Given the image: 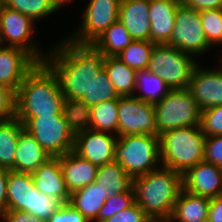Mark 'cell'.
<instances>
[{
	"mask_svg": "<svg viewBox=\"0 0 222 222\" xmlns=\"http://www.w3.org/2000/svg\"><path fill=\"white\" fill-rule=\"evenodd\" d=\"M188 90L201 110L222 105V66L220 69H204L196 65Z\"/></svg>",
	"mask_w": 222,
	"mask_h": 222,
	"instance_id": "9a60e30c",
	"label": "cell"
},
{
	"mask_svg": "<svg viewBox=\"0 0 222 222\" xmlns=\"http://www.w3.org/2000/svg\"><path fill=\"white\" fill-rule=\"evenodd\" d=\"M95 182L107 191L109 197L128 191L132 187V178L120 163L111 162L100 166Z\"/></svg>",
	"mask_w": 222,
	"mask_h": 222,
	"instance_id": "83f0119b",
	"label": "cell"
},
{
	"mask_svg": "<svg viewBox=\"0 0 222 222\" xmlns=\"http://www.w3.org/2000/svg\"><path fill=\"white\" fill-rule=\"evenodd\" d=\"M34 25L35 21L32 18L0 2V45L23 49L38 63H42L47 54L39 50L31 38L34 36Z\"/></svg>",
	"mask_w": 222,
	"mask_h": 222,
	"instance_id": "30bf717a",
	"label": "cell"
},
{
	"mask_svg": "<svg viewBox=\"0 0 222 222\" xmlns=\"http://www.w3.org/2000/svg\"><path fill=\"white\" fill-rule=\"evenodd\" d=\"M70 106L59 80L45 63H38L16 92V118L24 125L30 118L63 114Z\"/></svg>",
	"mask_w": 222,
	"mask_h": 222,
	"instance_id": "7a4b0ae2",
	"label": "cell"
},
{
	"mask_svg": "<svg viewBox=\"0 0 222 222\" xmlns=\"http://www.w3.org/2000/svg\"><path fill=\"white\" fill-rule=\"evenodd\" d=\"M64 180L71 193L95 182L98 166L73 151L59 157Z\"/></svg>",
	"mask_w": 222,
	"mask_h": 222,
	"instance_id": "44dd1931",
	"label": "cell"
},
{
	"mask_svg": "<svg viewBox=\"0 0 222 222\" xmlns=\"http://www.w3.org/2000/svg\"><path fill=\"white\" fill-rule=\"evenodd\" d=\"M79 116L69 107L63 114L30 118L23 128L31 134L50 157L73 151Z\"/></svg>",
	"mask_w": 222,
	"mask_h": 222,
	"instance_id": "5b68a950",
	"label": "cell"
},
{
	"mask_svg": "<svg viewBox=\"0 0 222 222\" xmlns=\"http://www.w3.org/2000/svg\"><path fill=\"white\" fill-rule=\"evenodd\" d=\"M9 169L0 167V218L7 211V179Z\"/></svg>",
	"mask_w": 222,
	"mask_h": 222,
	"instance_id": "7bdbcfd3",
	"label": "cell"
},
{
	"mask_svg": "<svg viewBox=\"0 0 222 222\" xmlns=\"http://www.w3.org/2000/svg\"><path fill=\"white\" fill-rule=\"evenodd\" d=\"M32 177L40 193L56 198L62 204L69 202L70 192L64 180L59 157H50L32 173Z\"/></svg>",
	"mask_w": 222,
	"mask_h": 222,
	"instance_id": "ac0fdd59",
	"label": "cell"
},
{
	"mask_svg": "<svg viewBox=\"0 0 222 222\" xmlns=\"http://www.w3.org/2000/svg\"><path fill=\"white\" fill-rule=\"evenodd\" d=\"M168 45L195 57L211 47L203 31L199 11L189 8L183 2L178 6Z\"/></svg>",
	"mask_w": 222,
	"mask_h": 222,
	"instance_id": "8fae6325",
	"label": "cell"
},
{
	"mask_svg": "<svg viewBox=\"0 0 222 222\" xmlns=\"http://www.w3.org/2000/svg\"><path fill=\"white\" fill-rule=\"evenodd\" d=\"M137 90L141 91V94H134L133 96L150 104L160 102L171 91L159 75L150 72L148 69L136 72L135 92Z\"/></svg>",
	"mask_w": 222,
	"mask_h": 222,
	"instance_id": "f1b7e54d",
	"label": "cell"
},
{
	"mask_svg": "<svg viewBox=\"0 0 222 222\" xmlns=\"http://www.w3.org/2000/svg\"><path fill=\"white\" fill-rule=\"evenodd\" d=\"M206 135L200 125L176 128L160 135V158L163 167L184 174L204 161Z\"/></svg>",
	"mask_w": 222,
	"mask_h": 222,
	"instance_id": "277c9868",
	"label": "cell"
},
{
	"mask_svg": "<svg viewBox=\"0 0 222 222\" xmlns=\"http://www.w3.org/2000/svg\"><path fill=\"white\" fill-rule=\"evenodd\" d=\"M161 167L132 178L135 201L153 222H167L170 219L183 189L182 174Z\"/></svg>",
	"mask_w": 222,
	"mask_h": 222,
	"instance_id": "3957f363",
	"label": "cell"
},
{
	"mask_svg": "<svg viewBox=\"0 0 222 222\" xmlns=\"http://www.w3.org/2000/svg\"><path fill=\"white\" fill-rule=\"evenodd\" d=\"M0 219L2 222H47L34 214L19 210H7Z\"/></svg>",
	"mask_w": 222,
	"mask_h": 222,
	"instance_id": "60d3db41",
	"label": "cell"
},
{
	"mask_svg": "<svg viewBox=\"0 0 222 222\" xmlns=\"http://www.w3.org/2000/svg\"><path fill=\"white\" fill-rule=\"evenodd\" d=\"M13 10L32 18L35 22L58 11L59 8L51 0H0Z\"/></svg>",
	"mask_w": 222,
	"mask_h": 222,
	"instance_id": "1f68e13d",
	"label": "cell"
},
{
	"mask_svg": "<svg viewBox=\"0 0 222 222\" xmlns=\"http://www.w3.org/2000/svg\"><path fill=\"white\" fill-rule=\"evenodd\" d=\"M113 162L120 163L131 177L146 175L161 163L160 139L153 135L118 136Z\"/></svg>",
	"mask_w": 222,
	"mask_h": 222,
	"instance_id": "8992f818",
	"label": "cell"
},
{
	"mask_svg": "<svg viewBox=\"0 0 222 222\" xmlns=\"http://www.w3.org/2000/svg\"><path fill=\"white\" fill-rule=\"evenodd\" d=\"M119 98V94L112 86L107 72L103 68L97 76L93 78L89 93L84 94L72 109L80 117L88 108L95 104L110 100H118Z\"/></svg>",
	"mask_w": 222,
	"mask_h": 222,
	"instance_id": "484cf974",
	"label": "cell"
},
{
	"mask_svg": "<svg viewBox=\"0 0 222 222\" xmlns=\"http://www.w3.org/2000/svg\"><path fill=\"white\" fill-rule=\"evenodd\" d=\"M183 189L191 194L214 198L222 195V169L202 161L182 175Z\"/></svg>",
	"mask_w": 222,
	"mask_h": 222,
	"instance_id": "e0dca14e",
	"label": "cell"
},
{
	"mask_svg": "<svg viewBox=\"0 0 222 222\" xmlns=\"http://www.w3.org/2000/svg\"><path fill=\"white\" fill-rule=\"evenodd\" d=\"M208 222H222V195L210 198Z\"/></svg>",
	"mask_w": 222,
	"mask_h": 222,
	"instance_id": "ee69618b",
	"label": "cell"
},
{
	"mask_svg": "<svg viewBox=\"0 0 222 222\" xmlns=\"http://www.w3.org/2000/svg\"><path fill=\"white\" fill-rule=\"evenodd\" d=\"M133 41L124 25L117 20L93 43L105 57H117Z\"/></svg>",
	"mask_w": 222,
	"mask_h": 222,
	"instance_id": "4dcf8cb0",
	"label": "cell"
},
{
	"mask_svg": "<svg viewBox=\"0 0 222 222\" xmlns=\"http://www.w3.org/2000/svg\"><path fill=\"white\" fill-rule=\"evenodd\" d=\"M199 13L203 31L209 45L222 44V8L201 11Z\"/></svg>",
	"mask_w": 222,
	"mask_h": 222,
	"instance_id": "836d02e7",
	"label": "cell"
},
{
	"mask_svg": "<svg viewBox=\"0 0 222 222\" xmlns=\"http://www.w3.org/2000/svg\"><path fill=\"white\" fill-rule=\"evenodd\" d=\"M38 62L25 50L0 45V84L15 93Z\"/></svg>",
	"mask_w": 222,
	"mask_h": 222,
	"instance_id": "2e32d148",
	"label": "cell"
},
{
	"mask_svg": "<svg viewBox=\"0 0 222 222\" xmlns=\"http://www.w3.org/2000/svg\"><path fill=\"white\" fill-rule=\"evenodd\" d=\"M59 9L64 6L67 2H70L71 0H51Z\"/></svg>",
	"mask_w": 222,
	"mask_h": 222,
	"instance_id": "f6af8a7d",
	"label": "cell"
},
{
	"mask_svg": "<svg viewBox=\"0 0 222 222\" xmlns=\"http://www.w3.org/2000/svg\"><path fill=\"white\" fill-rule=\"evenodd\" d=\"M103 222H153L144 210L135 202L129 208L115 213Z\"/></svg>",
	"mask_w": 222,
	"mask_h": 222,
	"instance_id": "74e56055",
	"label": "cell"
},
{
	"mask_svg": "<svg viewBox=\"0 0 222 222\" xmlns=\"http://www.w3.org/2000/svg\"><path fill=\"white\" fill-rule=\"evenodd\" d=\"M23 124L15 117L0 122V167L14 171L15 153Z\"/></svg>",
	"mask_w": 222,
	"mask_h": 222,
	"instance_id": "f546056e",
	"label": "cell"
},
{
	"mask_svg": "<svg viewBox=\"0 0 222 222\" xmlns=\"http://www.w3.org/2000/svg\"><path fill=\"white\" fill-rule=\"evenodd\" d=\"M52 49L44 62L56 74L67 104L73 107L89 93L93 78L103 69L104 53L94 43L76 42L69 36Z\"/></svg>",
	"mask_w": 222,
	"mask_h": 222,
	"instance_id": "6da1fadb",
	"label": "cell"
},
{
	"mask_svg": "<svg viewBox=\"0 0 222 222\" xmlns=\"http://www.w3.org/2000/svg\"><path fill=\"white\" fill-rule=\"evenodd\" d=\"M181 0H150V41L154 44H168L175 25V16Z\"/></svg>",
	"mask_w": 222,
	"mask_h": 222,
	"instance_id": "d6986e66",
	"label": "cell"
},
{
	"mask_svg": "<svg viewBox=\"0 0 222 222\" xmlns=\"http://www.w3.org/2000/svg\"><path fill=\"white\" fill-rule=\"evenodd\" d=\"M200 128L206 136L222 135V105L202 111Z\"/></svg>",
	"mask_w": 222,
	"mask_h": 222,
	"instance_id": "d590c367",
	"label": "cell"
},
{
	"mask_svg": "<svg viewBox=\"0 0 222 222\" xmlns=\"http://www.w3.org/2000/svg\"><path fill=\"white\" fill-rule=\"evenodd\" d=\"M16 117V93L0 84V121H9Z\"/></svg>",
	"mask_w": 222,
	"mask_h": 222,
	"instance_id": "8d00e7d4",
	"label": "cell"
},
{
	"mask_svg": "<svg viewBox=\"0 0 222 222\" xmlns=\"http://www.w3.org/2000/svg\"><path fill=\"white\" fill-rule=\"evenodd\" d=\"M154 45L148 40L133 41L117 58L136 71L147 69Z\"/></svg>",
	"mask_w": 222,
	"mask_h": 222,
	"instance_id": "d6a6232c",
	"label": "cell"
},
{
	"mask_svg": "<svg viewBox=\"0 0 222 222\" xmlns=\"http://www.w3.org/2000/svg\"><path fill=\"white\" fill-rule=\"evenodd\" d=\"M210 198L181 190L167 222H208Z\"/></svg>",
	"mask_w": 222,
	"mask_h": 222,
	"instance_id": "603a6c76",
	"label": "cell"
},
{
	"mask_svg": "<svg viewBox=\"0 0 222 222\" xmlns=\"http://www.w3.org/2000/svg\"><path fill=\"white\" fill-rule=\"evenodd\" d=\"M150 0H121L119 21L134 41H150Z\"/></svg>",
	"mask_w": 222,
	"mask_h": 222,
	"instance_id": "ffe728a7",
	"label": "cell"
},
{
	"mask_svg": "<svg viewBox=\"0 0 222 222\" xmlns=\"http://www.w3.org/2000/svg\"><path fill=\"white\" fill-rule=\"evenodd\" d=\"M108 197L107 191L96 182H92L86 187L71 193L68 203L86 219L93 222Z\"/></svg>",
	"mask_w": 222,
	"mask_h": 222,
	"instance_id": "d4e9b609",
	"label": "cell"
},
{
	"mask_svg": "<svg viewBox=\"0 0 222 222\" xmlns=\"http://www.w3.org/2000/svg\"><path fill=\"white\" fill-rule=\"evenodd\" d=\"M182 2L199 12L222 8V0H182Z\"/></svg>",
	"mask_w": 222,
	"mask_h": 222,
	"instance_id": "b9f144b4",
	"label": "cell"
},
{
	"mask_svg": "<svg viewBox=\"0 0 222 222\" xmlns=\"http://www.w3.org/2000/svg\"><path fill=\"white\" fill-rule=\"evenodd\" d=\"M153 135L159 137L154 104L134 96L118 99V136Z\"/></svg>",
	"mask_w": 222,
	"mask_h": 222,
	"instance_id": "7c38bea8",
	"label": "cell"
},
{
	"mask_svg": "<svg viewBox=\"0 0 222 222\" xmlns=\"http://www.w3.org/2000/svg\"><path fill=\"white\" fill-rule=\"evenodd\" d=\"M50 158L49 154L25 129L19 133L14 171L32 174Z\"/></svg>",
	"mask_w": 222,
	"mask_h": 222,
	"instance_id": "7402d4cb",
	"label": "cell"
},
{
	"mask_svg": "<svg viewBox=\"0 0 222 222\" xmlns=\"http://www.w3.org/2000/svg\"><path fill=\"white\" fill-rule=\"evenodd\" d=\"M154 110L159 138L176 128L200 125L202 110L188 89L171 90Z\"/></svg>",
	"mask_w": 222,
	"mask_h": 222,
	"instance_id": "ba28073f",
	"label": "cell"
},
{
	"mask_svg": "<svg viewBox=\"0 0 222 222\" xmlns=\"http://www.w3.org/2000/svg\"><path fill=\"white\" fill-rule=\"evenodd\" d=\"M204 161L222 169V135L206 137Z\"/></svg>",
	"mask_w": 222,
	"mask_h": 222,
	"instance_id": "f35d334b",
	"label": "cell"
},
{
	"mask_svg": "<svg viewBox=\"0 0 222 222\" xmlns=\"http://www.w3.org/2000/svg\"><path fill=\"white\" fill-rule=\"evenodd\" d=\"M135 202L132 187L128 191L108 197L100 209L97 218L93 222H103L106 219L111 218L118 211L129 208Z\"/></svg>",
	"mask_w": 222,
	"mask_h": 222,
	"instance_id": "e575fe53",
	"label": "cell"
},
{
	"mask_svg": "<svg viewBox=\"0 0 222 222\" xmlns=\"http://www.w3.org/2000/svg\"><path fill=\"white\" fill-rule=\"evenodd\" d=\"M103 68L120 97L133 96L136 86V70L117 57H105Z\"/></svg>",
	"mask_w": 222,
	"mask_h": 222,
	"instance_id": "4316f807",
	"label": "cell"
},
{
	"mask_svg": "<svg viewBox=\"0 0 222 222\" xmlns=\"http://www.w3.org/2000/svg\"><path fill=\"white\" fill-rule=\"evenodd\" d=\"M193 57L168 44H155L147 69L159 75L171 90L188 89L198 64Z\"/></svg>",
	"mask_w": 222,
	"mask_h": 222,
	"instance_id": "9c48e42d",
	"label": "cell"
},
{
	"mask_svg": "<svg viewBox=\"0 0 222 222\" xmlns=\"http://www.w3.org/2000/svg\"><path fill=\"white\" fill-rule=\"evenodd\" d=\"M121 0H90L84 9L83 21L70 39L81 43L95 42L103 32L119 20Z\"/></svg>",
	"mask_w": 222,
	"mask_h": 222,
	"instance_id": "4fadbf2b",
	"label": "cell"
},
{
	"mask_svg": "<svg viewBox=\"0 0 222 222\" xmlns=\"http://www.w3.org/2000/svg\"><path fill=\"white\" fill-rule=\"evenodd\" d=\"M117 138L114 134L90 129L79 121L75 131L73 152L100 167L113 162Z\"/></svg>",
	"mask_w": 222,
	"mask_h": 222,
	"instance_id": "5bb4252c",
	"label": "cell"
},
{
	"mask_svg": "<svg viewBox=\"0 0 222 222\" xmlns=\"http://www.w3.org/2000/svg\"><path fill=\"white\" fill-rule=\"evenodd\" d=\"M62 205L56 198L40 193L30 173L9 170L7 179V210H19L48 220Z\"/></svg>",
	"mask_w": 222,
	"mask_h": 222,
	"instance_id": "52a82bcc",
	"label": "cell"
},
{
	"mask_svg": "<svg viewBox=\"0 0 222 222\" xmlns=\"http://www.w3.org/2000/svg\"><path fill=\"white\" fill-rule=\"evenodd\" d=\"M79 121L95 131L118 136V100L105 101L91 106L79 117Z\"/></svg>",
	"mask_w": 222,
	"mask_h": 222,
	"instance_id": "cb8c5ba5",
	"label": "cell"
},
{
	"mask_svg": "<svg viewBox=\"0 0 222 222\" xmlns=\"http://www.w3.org/2000/svg\"><path fill=\"white\" fill-rule=\"evenodd\" d=\"M47 222H90L69 203L62 204L47 220Z\"/></svg>",
	"mask_w": 222,
	"mask_h": 222,
	"instance_id": "ab89813d",
	"label": "cell"
}]
</instances>
